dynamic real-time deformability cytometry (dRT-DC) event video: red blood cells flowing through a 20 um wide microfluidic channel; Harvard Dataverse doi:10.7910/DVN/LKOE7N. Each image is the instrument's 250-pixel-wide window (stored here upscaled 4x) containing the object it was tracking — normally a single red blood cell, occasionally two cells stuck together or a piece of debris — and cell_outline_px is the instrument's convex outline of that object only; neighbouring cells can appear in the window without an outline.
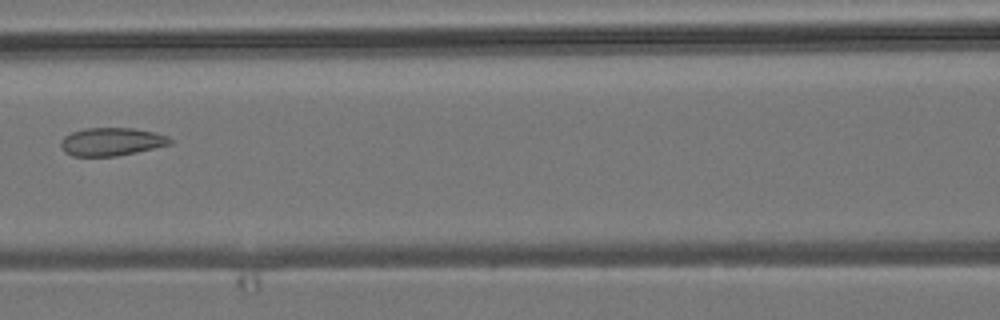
{"species": "common noctule bat (a hibernating species)", "species_latin": "Nyctalus noctula", "temperature_condition": "room temperature", "stored_images_in_passage": 4, "camera_frame_rate_fps": 3000, "um_per_image_px": 0.085, "animal": {"sex": "male", "body_mass_g": 19.2, "forearm_length_mm": 51.8}, "frame": {"image": 1, "passage_image": 4, "time_ms": 3.333, "image_size_px": [1000, 320], "cell_outline_px": [[172, 144], [136, 152], [116, 156], [72, 156], [64, 152], [60, 144], [60, 140], [64, 136], [72, 132], [84, 128], [132, 128], [152, 132], [168, 136], [172, 140]], "centroid_in_image_um": [9.45, 12.05], "position_along_channel_um": 157.2, "area_um2": 17.86}}